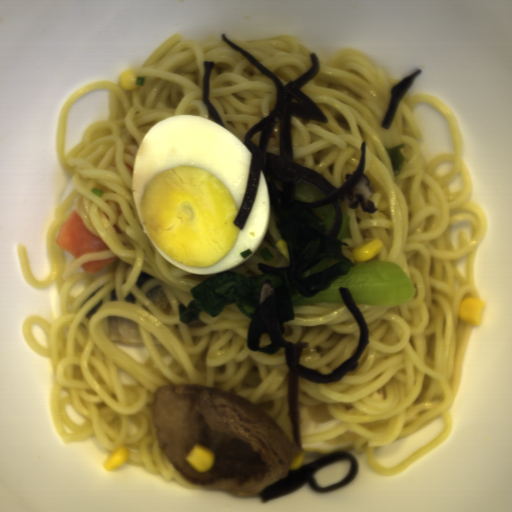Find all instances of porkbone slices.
<instances>
[{
	"label": "pork bone slices",
	"mask_w": 512,
	"mask_h": 512,
	"mask_svg": "<svg viewBox=\"0 0 512 512\" xmlns=\"http://www.w3.org/2000/svg\"><path fill=\"white\" fill-rule=\"evenodd\" d=\"M151 407L157 446L186 481L199 487L252 497L286 479L293 460L304 453L260 407L223 389L163 384L154 391ZM195 443L216 456L203 474L185 461Z\"/></svg>",
	"instance_id": "1"
}]
</instances>
